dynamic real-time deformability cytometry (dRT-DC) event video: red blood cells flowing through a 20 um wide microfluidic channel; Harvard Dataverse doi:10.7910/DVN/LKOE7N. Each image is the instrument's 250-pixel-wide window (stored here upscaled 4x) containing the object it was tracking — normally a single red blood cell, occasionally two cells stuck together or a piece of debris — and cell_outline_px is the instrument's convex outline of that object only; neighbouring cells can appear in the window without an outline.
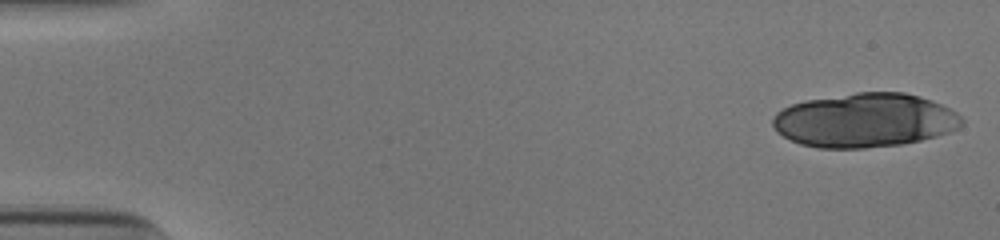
{"species": "human", "species_latin": "Homo sapiens", "temperature_condition": "cold", "stored_images_in_passage": 30, "camera_frame_rate_fps": 3000, "um_per_image_px": 0.085, "donor": {"sex": "male"}, "frame": {"image": 1, "passage_image": 1, "time_ms": 0.0, "image_size_px": [1000, 240], "cell_outline_px": [[964, 124], [948, 132], [936, 136], [904, 144], [864, 148], [820, 148], [800, 144], [776, 132], [772, 124], [772, 116], [776, 112], [792, 104], [804, 100], [856, 92], [904, 92], [920, 96], [932, 100], [956, 112], [964, 120]], "centroid_in_image_um": [73.49, 10.22], "position_along_channel_um": 11.5, "area_um2": 59.71}}
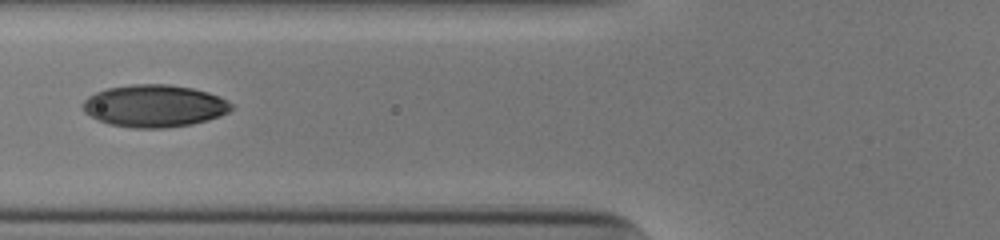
{"frame": {"image": 2, "passage_image": 21, "time_ms": 6.667, "image_size_px": [1000, 240], "cell_outline_px": [[232, 108], [228, 112], [220, 116], [208, 120], [192, 124], [164, 128], [132, 128], [108, 124], [84, 112], [84, 100], [88, 96], [96, 92], [108, 88], [132, 84], [168, 84], [192, 88], [208, 92], [220, 96], [228, 100], [232, 104]], "centroid_in_image_um": [13.15, 9.0], "position_along_channel_um": 112.7, "area_um2": 36.59}}
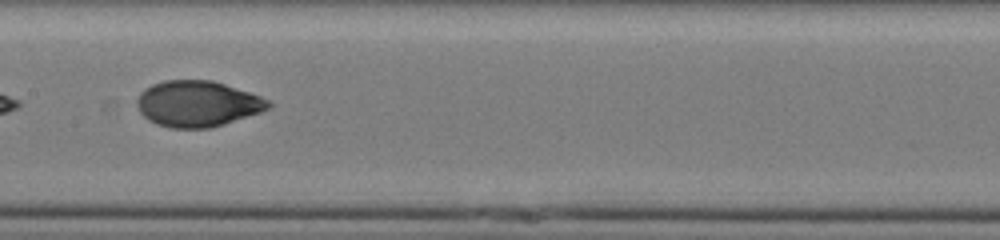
{"frame": {"image": 3, "passage_image": 27, "time_ms": 8.667, "image_size_px": [1000, 240], "cell_outline_px": [[272, 104], [268, 108], [260, 112], [212, 128], [172, 128], [156, 124], [148, 120], [140, 112], [136, 104], [136, 100], [140, 92], [144, 88], [152, 84], [164, 80], [212, 80], [260, 96], [268, 100]], "centroid_in_image_um": [16.74, 8.82], "position_along_channel_um": 190.7, "area_um2": 35.14}}